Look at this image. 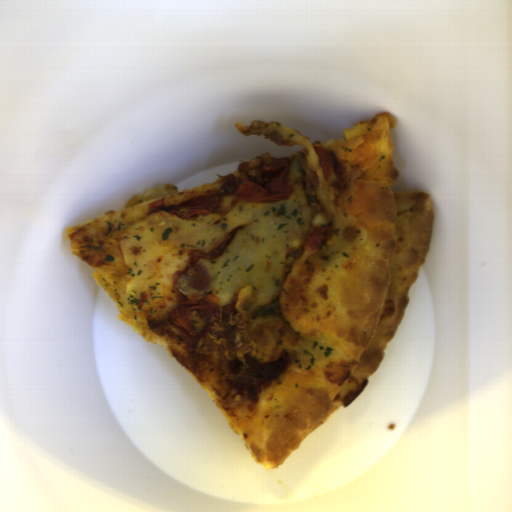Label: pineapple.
Here are the masks:
<instances>
[{"mask_svg": "<svg viewBox=\"0 0 512 512\" xmlns=\"http://www.w3.org/2000/svg\"><path fill=\"white\" fill-rule=\"evenodd\" d=\"M313 222L305 191L275 203L235 204L223 214L191 220L163 211L119 233L126 271L125 307L149 311L162 284L150 278L147 259L154 249L212 252L235 229L228 248L215 260L200 258L208 270L209 286L198 290L181 273L177 287L192 300H209L223 307L233 294L250 286L249 305H269L282 288L288 251L302 246Z\"/></svg>", "mask_w": 512, "mask_h": 512, "instance_id": "2ff11189", "label": "pineapple"}, {"mask_svg": "<svg viewBox=\"0 0 512 512\" xmlns=\"http://www.w3.org/2000/svg\"><path fill=\"white\" fill-rule=\"evenodd\" d=\"M178 192V188L176 185L171 183H166L160 188H152L146 191L145 193L135 194L125 205V209H130L136 206H139L143 203H148L151 200H157L161 197L168 196L171 194H175Z\"/></svg>", "mask_w": 512, "mask_h": 512, "instance_id": "9d759a55", "label": "pineapple"}]
</instances>
